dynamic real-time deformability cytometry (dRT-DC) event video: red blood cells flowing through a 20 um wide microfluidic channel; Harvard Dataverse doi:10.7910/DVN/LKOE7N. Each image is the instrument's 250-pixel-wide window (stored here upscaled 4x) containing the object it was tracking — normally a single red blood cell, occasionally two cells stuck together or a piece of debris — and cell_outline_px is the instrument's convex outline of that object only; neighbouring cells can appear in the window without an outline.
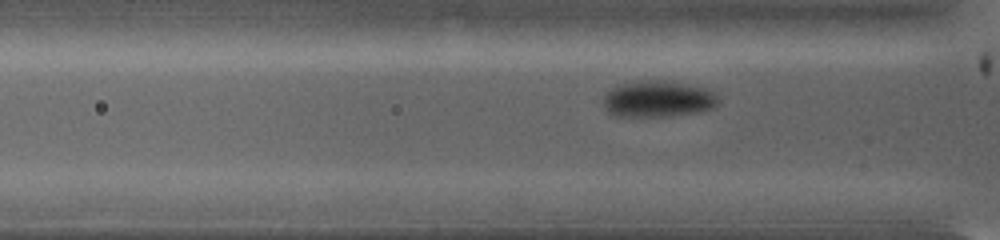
{"species": "common noctule bat (a hibernating species)", "species_latin": "Nyctalus noctula", "temperature_condition": "warm", "stored_images_in_passage": 61, "camera_frame_rate_fps": 5000, "um_per_image_px": 0.085, "animal": {"sex": "female", "body_mass_g": 19.0, "forearm_length_mm": 53.3}, "frame": {"image": 1, "passage_image": 15, "time_ms": 2.8, "image_size_px": [1000, 240], "cell_outline_px": [[720, 104], [712, 108], [700, 112], [672, 116], [616, 116], [608, 112], [604, 108], [604, 96], [612, 88], [620, 84], [636, 80], [664, 80], [688, 84], [704, 88], [716, 92], [720, 100]], "centroid_in_image_um": [55.97, 8.41], "position_along_channel_um": 69.8, "area_um2": 24.74}}
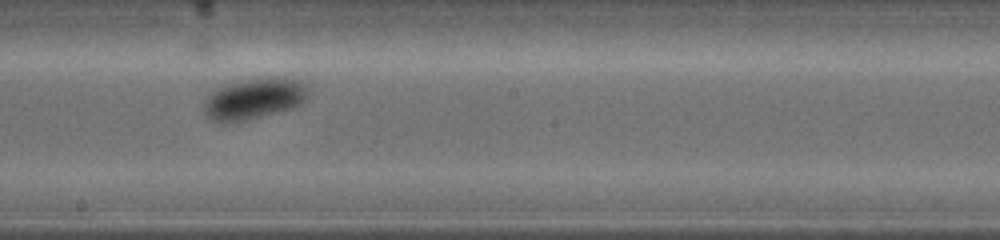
{"frame": {"image": 2, "passage_image": 35, "time_ms": 6.8, "image_size_px": [1000, 240], "cell_outline_px": [[304, 100], [300, 104], [288, 108], [248, 120], [224, 124], [212, 120], [204, 112], [204, 100], [216, 88], [224, 84], [244, 80], [268, 76], [284, 76], [300, 80], [304, 92]], "centroid_in_image_um": [21.5, 8.38], "position_along_channel_um": 226.7, "area_um2": 24.74}}
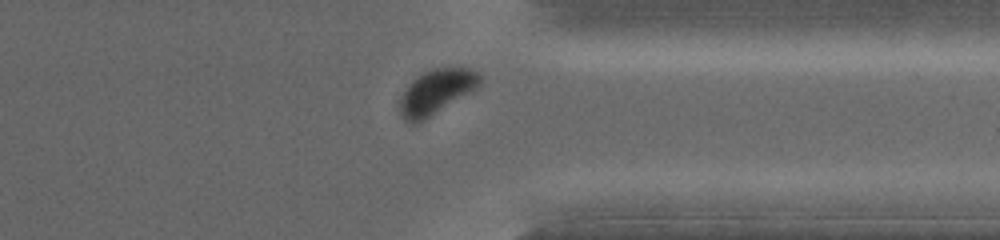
{"frame": {"image": 3, "passage_image": 54, "time_ms": 10.6, "image_size_px": [1000, 240], "cell_outline_px": [[480, 84], [420, 124], [408, 124], [400, 116], [400, 100], [404, 92], [412, 80], [424, 72], [436, 68], [468, 68], [476, 72], [480, 76]], "centroid_in_image_um": [37.02, 7.85], "position_along_channel_um": 374.4, "area_um2": 20.46}, "authors_computed_cell_mechanics": {"area_um2": 23.0044, "velocity_mm_per_s": 3.9248, "shape_relaxation_time_tau1_ms": 5.0299, "shape_relaxation_time_tau2_ms": null, "deformation_change_tau1": 0.1619, "deformation_change_tau2": null}}